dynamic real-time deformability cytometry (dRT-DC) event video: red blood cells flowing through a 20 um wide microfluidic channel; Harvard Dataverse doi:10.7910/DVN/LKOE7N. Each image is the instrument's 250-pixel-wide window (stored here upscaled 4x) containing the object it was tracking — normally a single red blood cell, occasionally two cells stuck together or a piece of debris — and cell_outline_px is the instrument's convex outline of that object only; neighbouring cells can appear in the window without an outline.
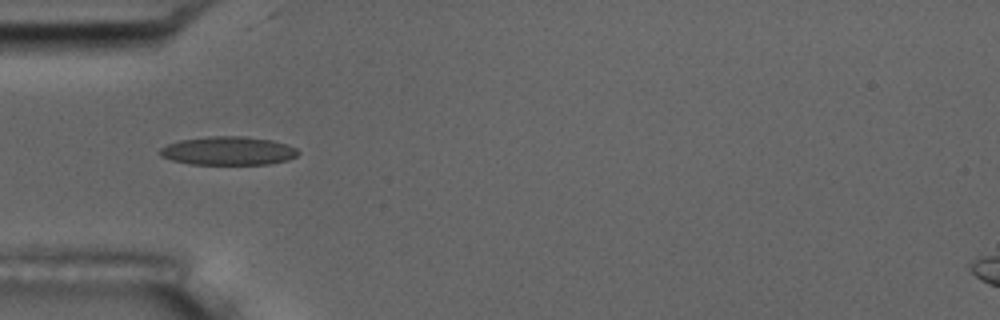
{"species": "common noctule bat (a hibernating species)", "species_latin": "Nyctalus noctula", "temperature_condition": "room temperature", "stored_images_in_passage": 7, "camera_frame_rate_fps": 3000, "um_per_image_px": 0.085, "animal": {"sex": "male", "body_mass_g": 17.5, "forearm_length_mm": 52.3}, "frame": {"image": 1, "passage_image": 5, "time_ms": 5.667, "image_size_px": [1000, 320], "cell_outline_px": [[300, 152], [296, 156], [288, 160], [268, 164], [192, 164], [172, 160], [160, 156], [160, 148], [168, 144], [180, 140], [212, 136], [244, 136], [272, 140], [288, 144], [296, 148]], "centroid_in_image_um": [19.42, 12.82], "position_along_channel_um": 65.6, "area_um2": 22.95}}